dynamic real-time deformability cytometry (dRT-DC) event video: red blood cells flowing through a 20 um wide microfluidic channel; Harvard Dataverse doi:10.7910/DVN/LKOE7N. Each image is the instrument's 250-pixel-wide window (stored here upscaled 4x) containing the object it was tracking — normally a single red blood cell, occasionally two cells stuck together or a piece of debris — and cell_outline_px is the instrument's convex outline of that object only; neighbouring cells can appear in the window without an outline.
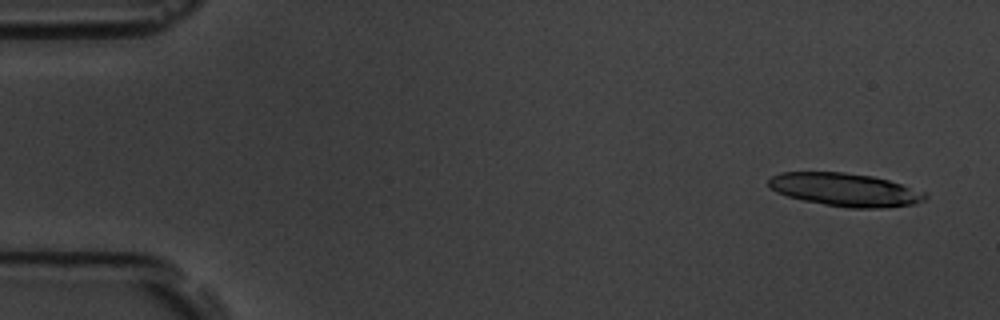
{"species": "common noctule bat (a hibernating species)", "species_latin": "Nyctalus noctula", "temperature_condition": "room temperature", "stored_images_in_passage": 6, "camera_frame_rate_fps": 3000, "um_per_image_px": 0.085, "animal": {"sex": "male", "body_mass_g": 19.5, "forearm_length_mm": 54.6}, "frame": {"image": 1, "passage_image": 1, "time_ms": 0.0, "image_size_px": [1000, 320], "cell_outline_px": [[928, 196], [924, 200], [916, 204], [880, 208], [848, 208], [824, 204], [804, 200], [788, 196], [776, 192], [768, 184], [768, 180], [772, 176], [780, 172], [844, 172], [872, 176], [888, 180], [924, 192]], "centroid_in_image_um": [71.83, 16.12], "position_along_channel_um": 13.2, "area_um2": 30.06}}